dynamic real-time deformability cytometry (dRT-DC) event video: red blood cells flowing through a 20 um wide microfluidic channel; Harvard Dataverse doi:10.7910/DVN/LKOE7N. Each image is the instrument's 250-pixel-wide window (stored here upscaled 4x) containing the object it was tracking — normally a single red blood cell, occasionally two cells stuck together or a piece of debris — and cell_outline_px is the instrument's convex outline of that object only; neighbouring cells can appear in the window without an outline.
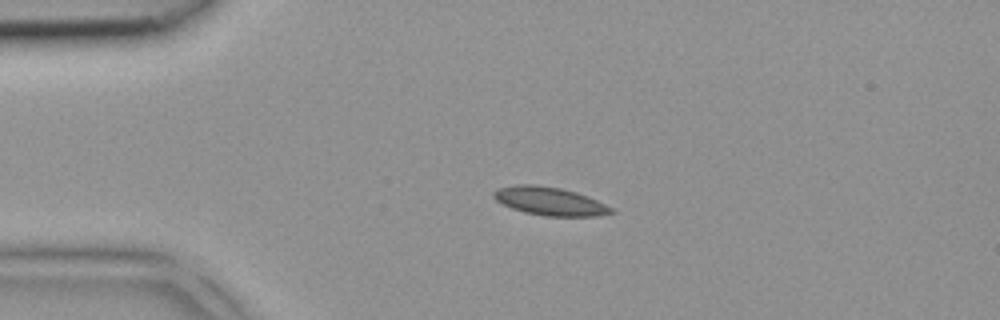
{"species": "common noctule bat (a hibernating species)", "species_latin": "Nyctalus noctula", "temperature_condition": "room temperature", "stored_images_in_passage": 34, "camera_frame_rate_fps": 3000, "um_per_image_px": 0.085, "animal": {"sex": "female", "body_mass_g": 18.4}, "frame": {"image": 1, "passage_image": 1, "time_ms": 0.0, "image_size_px": [1000, 320], "cell_outline_px": [[616, 212], [596, 216], [544, 216], [524, 212], [512, 208], [496, 200], [492, 196], [492, 192], [496, 188], [520, 184], [536, 184], [560, 188], [576, 192], [588, 196], [612, 208]], "centroid_in_image_um": [46.71, 17.09], "position_along_channel_um": 38.3, "area_um2": 19.36}}
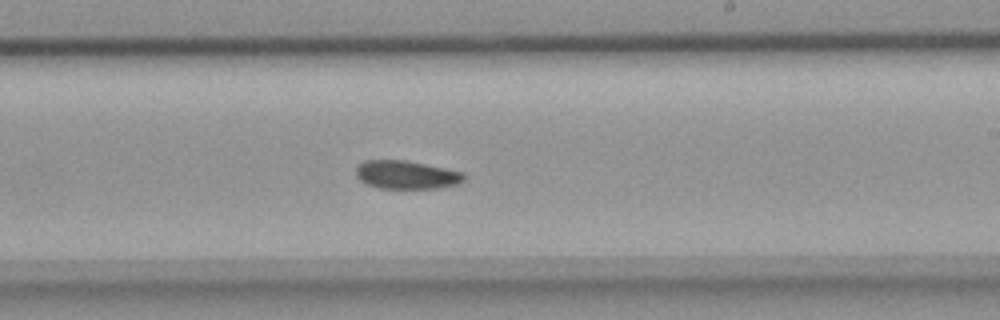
{"frame": {"image": 2, "passage_image": 17, "time_ms": 5.333, "image_size_px": [1000, 320], "cell_outline_px": [[464, 180], [456, 184], [436, 188], [380, 188], [368, 184], [360, 180], [356, 176], [356, 168], [364, 160], [404, 160], [464, 172]], "centroid_in_image_um": [34.52, 14.85], "position_along_channel_um": 254.5, "area_um2": 17.57}}
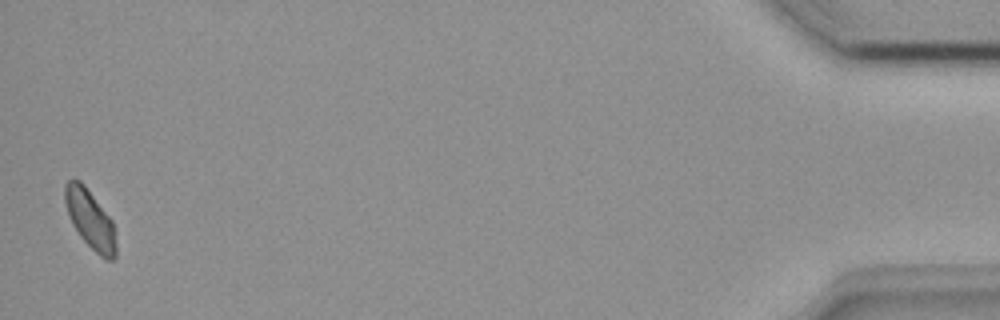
{"frame": {"image": 3, "passage_image": 34, "time_ms": 11.0, "image_size_px": [1000, 320], "cell_outline_px": [[116, 256], [112, 260], [104, 260], [80, 236], [72, 224], [68, 216], [64, 200], [64, 184], [72, 176], [80, 180], [84, 184], [112, 220], [116, 244]], "centroid_in_image_um": [7.64, 18.6], "position_along_channel_um": 427.6, "area_um2": 17.63}}